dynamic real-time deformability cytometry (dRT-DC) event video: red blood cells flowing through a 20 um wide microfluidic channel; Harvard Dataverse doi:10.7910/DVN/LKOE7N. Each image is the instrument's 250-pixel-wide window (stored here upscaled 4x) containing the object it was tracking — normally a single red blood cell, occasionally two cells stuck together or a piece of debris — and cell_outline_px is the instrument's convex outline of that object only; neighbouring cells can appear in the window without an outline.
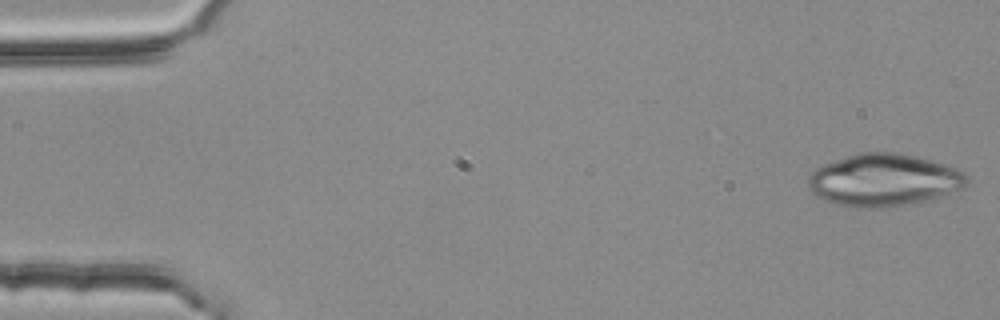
{"species": "common noctule bat (a hibernating species)", "species_latin": "Nyctalus noctula", "temperature_condition": "room temperature", "stored_images_in_passage": 44, "camera_frame_rate_fps": 3000, "um_per_image_px": 0.085, "animal": {"sex": "female", "body_mass_g": 25.1}, "frame": {"image": 1, "passage_image": 1, "time_ms": 0.0, "image_size_px": [1000, 320], "cell_outline_px": [[968, 180], [964, 188], [924, 200], [908, 204], [884, 208], [852, 208], [836, 204], [824, 200], [816, 196], [808, 188], [808, 176], [816, 168], [824, 164], [856, 152], [896, 152], [916, 156], [956, 168], [964, 172], [968, 176]], "centroid_in_image_um": [75.08, 15.3], "position_along_channel_um": 9.9, "area_um2": 48.49}}
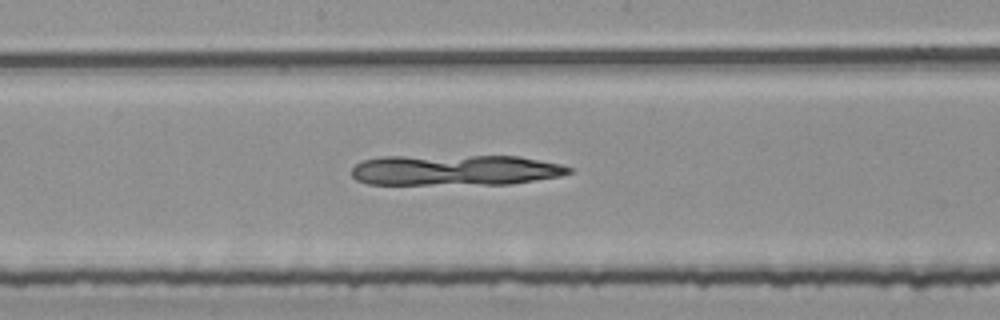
{"frame": {"image": 2, "passage_image": 28, "time_ms": 9.0, "image_size_px": [1000, 320], "cell_outline_px": [[572, 172], [560, 176], [512, 184], [368, 184], [356, 180], [352, 176], [352, 168], [360, 160], [384, 156], [520, 156], [560, 164], [572, 168]], "centroid_in_image_um": [38.67, 14.45], "position_along_channel_um": 209.5, "area_um2": 39.07}}
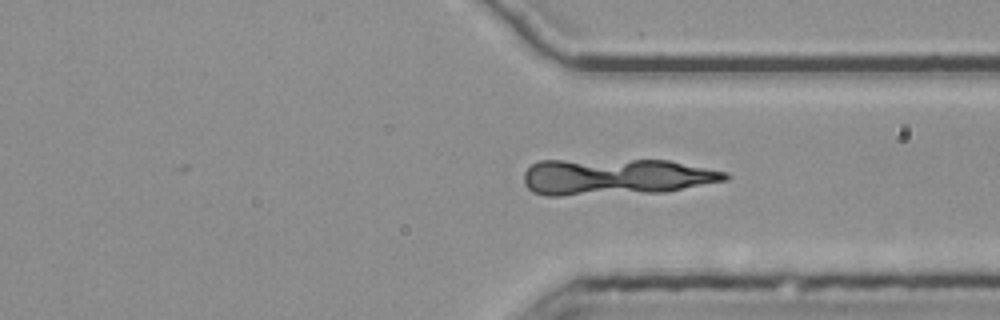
{"frame": {"image": 3, "passage_image": 40, "time_ms": 13.0, "image_size_px": [1000, 320], "cell_outline_px": [[732, 176], [728, 180], [664, 192], [560, 196], [544, 196], [532, 192], [524, 184], [524, 172], [532, 164], [540, 160], [668, 160], [728, 172]], "centroid_in_image_um": [52.34, 15.04], "position_along_channel_um": 359.1, "area_um2": 43.23}}